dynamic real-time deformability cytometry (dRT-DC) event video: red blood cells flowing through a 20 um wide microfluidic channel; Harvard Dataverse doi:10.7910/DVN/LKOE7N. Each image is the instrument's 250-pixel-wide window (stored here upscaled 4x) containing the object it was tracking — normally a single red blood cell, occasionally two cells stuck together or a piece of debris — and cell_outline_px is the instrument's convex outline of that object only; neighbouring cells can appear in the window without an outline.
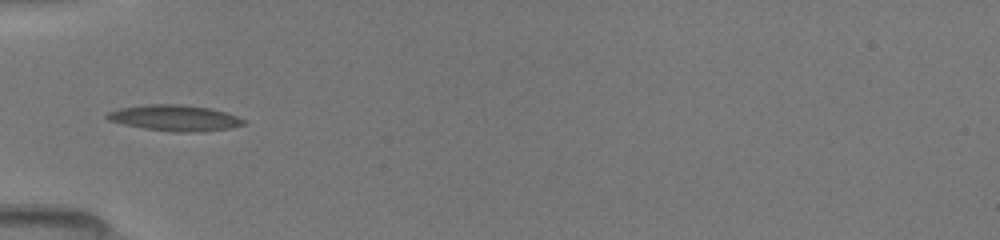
{"species": "common noctule bat (a hibernating species)", "species_latin": "Nyctalus noctula", "temperature_condition": "room temperature", "stored_images_in_passage": 20, "camera_frame_rate_fps": 3000, "um_per_image_px": 0.085, "animal": {"sex": "female", "body_mass_g": 19.5, "forearm_length_mm": 54.1}, "frame": {"image": 1, "passage_image": 1, "time_ms": 0.0, "image_size_px": [1000, 240], "cell_outline_px": [[244, 124], [232, 128], [192, 132], [176, 132], [144, 128], [124, 124], [108, 120], [104, 116], [108, 112], [120, 108], [148, 104], [180, 104], [208, 108], [224, 112], [236, 116], [244, 120]], "centroid_in_image_um": [14.82, 10.02], "position_along_channel_um": 70.2, "area_um2": 20.35}}
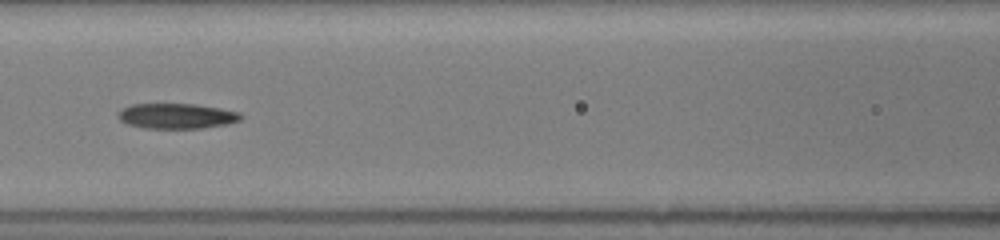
{"frame": {"image": 2, "passage_image": 12, "time_ms": 2.0, "image_size_px": [1000, 240], "cell_outline_px": [[244, 116], [240, 120], [228, 124], [204, 128], [144, 128], [128, 124], [120, 120], [116, 116], [116, 112], [132, 104], [196, 104], [220, 108], [240, 112]], "centroid_in_image_um": [15.03, 9.86], "position_along_channel_um": 151.6, "area_um2": 18.21}}
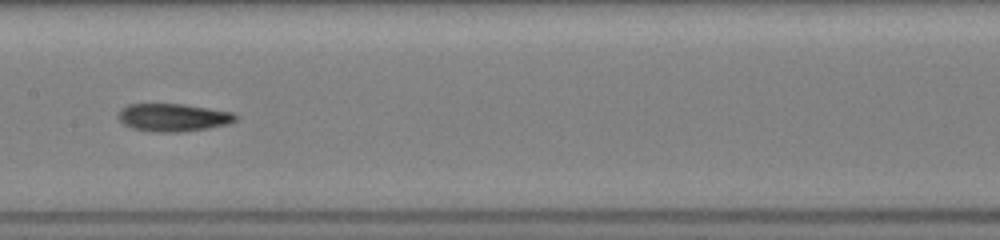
{"frame": {"image": 3, "passage_image": 18, "time_ms": 3.0, "image_size_px": [1000, 240], "cell_outline_px": [[240, 116], [236, 120], [228, 124], [208, 128], [180, 132], [152, 132], [132, 128], [124, 124], [120, 120], [120, 108], [128, 104], [184, 104], [236, 112]], "centroid_in_image_um": [14.78, 9.98], "position_along_channel_um": 192.6, "area_um2": 19.19}}